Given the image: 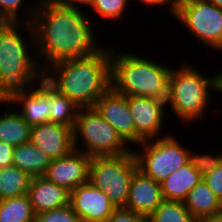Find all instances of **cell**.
Wrapping results in <instances>:
<instances>
[{
    "mask_svg": "<svg viewBox=\"0 0 222 222\" xmlns=\"http://www.w3.org/2000/svg\"><path fill=\"white\" fill-rule=\"evenodd\" d=\"M0 222H35L28 195L0 200Z\"/></svg>",
    "mask_w": 222,
    "mask_h": 222,
    "instance_id": "cell-24",
    "label": "cell"
},
{
    "mask_svg": "<svg viewBox=\"0 0 222 222\" xmlns=\"http://www.w3.org/2000/svg\"><path fill=\"white\" fill-rule=\"evenodd\" d=\"M195 222H222V212L215 214L213 216L196 219Z\"/></svg>",
    "mask_w": 222,
    "mask_h": 222,
    "instance_id": "cell-35",
    "label": "cell"
},
{
    "mask_svg": "<svg viewBox=\"0 0 222 222\" xmlns=\"http://www.w3.org/2000/svg\"><path fill=\"white\" fill-rule=\"evenodd\" d=\"M183 61L180 68H173L170 73L166 104L182 121L180 123L187 126L188 123L201 121L205 117L213 98L210 91L221 92V73L204 76L195 64ZM187 62L191 65H187Z\"/></svg>",
    "mask_w": 222,
    "mask_h": 222,
    "instance_id": "cell-5",
    "label": "cell"
},
{
    "mask_svg": "<svg viewBox=\"0 0 222 222\" xmlns=\"http://www.w3.org/2000/svg\"><path fill=\"white\" fill-rule=\"evenodd\" d=\"M220 93L222 94V71H221V92Z\"/></svg>",
    "mask_w": 222,
    "mask_h": 222,
    "instance_id": "cell-40",
    "label": "cell"
},
{
    "mask_svg": "<svg viewBox=\"0 0 222 222\" xmlns=\"http://www.w3.org/2000/svg\"><path fill=\"white\" fill-rule=\"evenodd\" d=\"M30 142L51 159L68 155L73 149V129L54 122L33 126Z\"/></svg>",
    "mask_w": 222,
    "mask_h": 222,
    "instance_id": "cell-14",
    "label": "cell"
},
{
    "mask_svg": "<svg viewBox=\"0 0 222 222\" xmlns=\"http://www.w3.org/2000/svg\"><path fill=\"white\" fill-rule=\"evenodd\" d=\"M80 107L48 83L49 122L74 128Z\"/></svg>",
    "mask_w": 222,
    "mask_h": 222,
    "instance_id": "cell-22",
    "label": "cell"
},
{
    "mask_svg": "<svg viewBox=\"0 0 222 222\" xmlns=\"http://www.w3.org/2000/svg\"><path fill=\"white\" fill-rule=\"evenodd\" d=\"M184 204L195 219L222 212V202L203 179L188 193Z\"/></svg>",
    "mask_w": 222,
    "mask_h": 222,
    "instance_id": "cell-20",
    "label": "cell"
},
{
    "mask_svg": "<svg viewBox=\"0 0 222 222\" xmlns=\"http://www.w3.org/2000/svg\"><path fill=\"white\" fill-rule=\"evenodd\" d=\"M10 21L0 11V31H2Z\"/></svg>",
    "mask_w": 222,
    "mask_h": 222,
    "instance_id": "cell-37",
    "label": "cell"
},
{
    "mask_svg": "<svg viewBox=\"0 0 222 222\" xmlns=\"http://www.w3.org/2000/svg\"><path fill=\"white\" fill-rule=\"evenodd\" d=\"M93 0H59L58 5L67 7V8H79L82 9L87 7V9L90 7ZM84 7V8H83Z\"/></svg>",
    "mask_w": 222,
    "mask_h": 222,
    "instance_id": "cell-34",
    "label": "cell"
},
{
    "mask_svg": "<svg viewBox=\"0 0 222 222\" xmlns=\"http://www.w3.org/2000/svg\"><path fill=\"white\" fill-rule=\"evenodd\" d=\"M203 180L222 202V162L203 176Z\"/></svg>",
    "mask_w": 222,
    "mask_h": 222,
    "instance_id": "cell-30",
    "label": "cell"
},
{
    "mask_svg": "<svg viewBox=\"0 0 222 222\" xmlns=\"http://www.w3.org/2000/svg\"><path fill=\"white\" fill-rule=\"evenodd\" d=\"M27 195L35 215L70 204V191L44 176L32 178Z\"/></svg>",
    "mask_w": 222,
    "mask_h": 222,
    "instance_id": "cell-16",
    "label": "cell"
},
{
    "mask_svg": "<svg viewBox=\"0 0 222 222\" xmlns=\"http://www.w3.org/2000/svg\"><path fill=\"white\" fill-rule=\"evenodd\" d=\"M2 103H6V101L1 97V95H0V105H2V106H4Z\"/></svg>",
    "mask_w": 222,
    "mask_h": 222,
    "instance_id": "cell-39",
    "label": "cell"
},
{
    "mask_svg": "<svg viewBox=\"0 0 222 222\" xmlns=\"http://www.w3.org/2000/svg\"><path fill=\"white\" fill-rule=\"evenodd\" d=\"M202 179L203 176L189 161L160 182L163 200L184 202L188 193Z\"/></svg>",
    "mask_w": 222,
    "mask_h": 222,
    "instance_id": "cell-18",
    "label": "cell"
},
{
    "mask_svg": "<svg viewBox=\"0 0 222 222\" xmlns=\"http://www.w3.org/2000/svg\"><path fill=\"white\" fill-rule=\"evenodd\" d=\"M79 138L85 148H79L78 144L82 143ZM73 146L90 157L120 156L133 150L95 107L79 109L73 128Z\"/></svg>",
    "mask_w": 222,
    "mask_h": 222,
    "instance_id": "cell-6",
    "label": "cell"
},
{
    "mask_svg": "<svg viewBox=\"0 0 222 222\" xmlns=\"http://www.w3.org/2000/svg\"><path fill=\"white\" fill-rule=\"evenodd\" d=\"M139 146L143 150H133L138 170L159 183L190 160L189 148L184 147L171 133L144 141Z\"/></svg>",
    "mask_w": 222,
    "mask_h": 222,
    "instance_id": "cell-8",
    "label": "cell"
},
{
    "mask_svg": "<svg viewBox=\"0 0 222 222\" xmlns=\"http://www.w3.org/2000/svg\"><path fill=\"white\" fill-rule=\"evenodd\" d=\"M148 222H195L184 202L163 200L147 217Z\"/></svg>",
    "mask_w": 222,
    "mask_h": 222,
    "instance_id": "cell-25",
    "label": "cell"
},
{
    "mask_svg": "<svg viewBox=\"0 0 222 222\" xmlns=\"http://www.w3.org/2000/svg\"><path fill=\"white\" fill-rule=\"evenodd\" d=\"M129 2L131 0H93L90 7V11L93 13L95 11V15H99L100 18H104V20L112 21V20H122L124 18L126 9L129 6Z\"/></svg>",
    "mask_w": 222,
    "mask_h": 222,
    "instance_id": "cell-27",
    "label": "cell"
},
{
    "mask_svg": "<svg viewBox=\"0 0 222 222\" xmlns=\"http://www.w3.org/2000/svg\"><path fill=\"white\" fill-rule=\"evenodd\" d=\"M31 180L28 173L17 167L0 168V200L26 195Z\"/></svg>",
    "mask_w": 222,
    "mask_h": 222,
    "instance_id": "cell-23",
    "label": "cell"
},
{
    "mask_svg": "<svg viewBox=\"0 0 222 222\" xmlns=\"http://www.w3.org/2000/svg\"><path fill=\"white\" fill-rule=\"evenodd\" d=\"M37 84L38 86L16 96L10 102L11 106L20 105L18 111L31 127L49 121L48 82L43 78Z\"/></svg>",
    "mask_w": 222,
    "mask_h": 222,
    "instance_id": "cell-17",
    "label": "cell"
},
{
    "mask_svg": "<svg viewBox=\"0 0 222 222\" xmlns=\"http://www.w3.org/2000/svg\"><path fill=\"white\" fill-rule=\"evenodd\" d=\"M139 2L143 3L144 5H147L148 7L152 6H167L169 7L170 13L172 15L175 14L177 9L178 0H138Z\"/></svg>",
    "mask_w": 222,
    "mask_h": 222,
    "instance_id": "cell-33",
    "label": "cell"
},
{
    "mask_svg": "<svg viewBox=\"0 0 222 222\" xmlns=\"http://www.w3.org/2000/svg\"><path fill=\"white\" fill-rule=\"evenodd\" d=\"M210 3H212L213 5H216L217 7H219L220 9H222V0H207Z\"/></svg>",
    "mask_w": 222,
    "mask_h": 222,
    "instance_id": "cell-38",
    "label": "cell"
},
{
    "mask_svg": "<svg viewBox=\"0 0 222 222\" xmlns=\"http://www.w3.org/2000/svg\"><path fill=\"white\" fill-rule=\"evenodd\" d=\"M35 222H81L78 215L69 204L47 212L35 215Z\"/></svg>",
    "mask_w": 222,
    "mask_h": 222,
    "instance_id": "cell-28",
    "label": "cell"
},
{
    "mask_svg": "<svg viewBox=\"0 0 222 222\" xmlns=\"http://www.w3.org/2000/svg\"><path fill=\"white\" fill-rule=\"evenodd\" d=\"M106 222H148L147 217L125 207L115 208Z\"/></svg>",
    "mask_w": 222,
    "mask_h": 222,
    "instance_id": "cell-31",
    "label": "cell"
},
{
    "mask_svg": "<svg viewBox=\"0 0 222 222\" xmlns=\"http://www.w3.org/2000/svg\"><path fill=\"white\" fill-rule=\"evenodd\" d=\"M94 107L127 144H136L135 123L130 113L128 96L119 94L110 87Z\"/></svg>",
    "mask_w": 222,
    "mask_h": 222,
    "instance_id": "cell-12",
    "label": "cell"
},
{
    "mask_svg": "<svg viewBox=\"0 0 222 222\" xmlns=\"http://www.w3.org/2000/svg\"><path fill=\"white\" fill-rule=\"evenodd\" d=\"M130 113L135 123L136 145L160 138L164 125L166 101L142 96H128Z\"/></svg>",
    "mask_w": 222,
    "mask_h": 222,
    "instance_id": "cell-10",
    "label": "cell"
},
{
    "mask_svg": "<svg viewBox=\"0 0 222 222\" xmlns=\"http://www.w3.org/2000/svg\"><path fill=\"white\" fill-rule=\"evenodd\" d=\"M26 34L29 41L23 38ZM37 58L31 23H9L0 31V95L6 102L30 91L44 78Z\"/></svg>",
    "mask_w": 222,
    "mask_h": 222,
    "instance_id": "cell-3",
    "label": "cell"
},
{
    "mask_svg": "<svg viewBox=\"0 0 222 222\" xmlns=\"http://www.w3.org/2000/svg\"><path fill=\"white\" fill-rule=\"evenodd\" d=\"M26 0H0V11L10 23H31L37 6L32 1L25 5ZM24 4V8L22 7ZM29 7H28V6ZM20 8H23L20 14ZM26 13V15H24Z\"/></svg>",
    "mask_w": 222,
    "mask_h": 222,
    "instance_id": "cell-26",
    "label": "cell"
},
{
    "mask_svg": "<svg viewBox=\"0 0 222 222\" xmlns=\"http://www.w3.org/2000/svg\"><path fill=\"white\" fill-rule=\"evenodd\" d=\"M192 152L191 150L189 161L202 176L212 171L222 162V152L218 154H208V152L204 154H195L196 152Z\"/></svg>",
    "mask_w": 222,
    "mask_h": 222,
    "instance_id": "cell-29",
    "label": "cell"
},
{
    "mask_svg": "<svg viewBox=\"0 0 222 222\" xmlns=\"http://www.w3.org/2000/svg\"><path fill=\"white\" fill-rule=\"evenodd\" d=\"M14 148L12 145L0 141V168L13 166Z\"/></svg>",
    "mask_w": 222,
    "mask_h": 222,
    "instance_id": "cell-32",
    "label": "cell"
},
{
    "mask_svg": "<svg viewBox=\"0 0 222 222\" xmlns=\"http://www.w3.org/2000/svg\"><path fill=\"white\" fill-rule=\"evenodd\" d=\"M139 54L117 52L111 47V88L125 96H142L167 101L173 68Z\"/></svg>",
    "mask_w": 222,
    "mask_h": 222,
    "instance_id": "cell-4",
    "label": "cell"
},
{
    "mask_svg": "<svg viewBox=\"0 0 222 222\" xmlns=\"http://www.w3.org/2000/svg\"><path fill=\"white\" fill-rule=\"evenodd\" d=\"M51 158L31 142L17 145L13 152V166L28 173L32 178L43 176Z\"/></svg>",
    "mask_w": 222,
    "mask_h": 222,
    "instance_id": "cell-21",
    "label": "cell"
},
{
    "mask_svg": "<svg viewBox=\"0 0 222 222\" xmlns=\"http://www.w3.org/2000/svg\"><path fill=\"white\" fill-rule=\"evenodd\" d=\"M175 17L202 44L222 53V9L207 0H178Z\"/></svg>",
    "mask_w": 222,
    "mask_h": 222,
    "instance_id": "cell-9",
    "label": "cell"
},
{
    "mask_svg": "<svg viewBox=\"0 0 222 222\" xmlns=\"http://www.w3.org/2000/svg\"><path fill=\"white\" fill-rule=\"evenodd\" d=\"M111 47L81 58L63 60L44 71V79L80 108L94 107L111 87Z\"/></svg>",
    "mask_w": 222,
    "mask_h": 222,
    "instance_id": "cell-2",
    "label": "cell"
},
{
    "mask_svg": "<svg viewBox=\"0 0 222 222\" xmlns=\"http://www.w3.org/2000/svg\"><path fill=\"white\" fill-rule=\"evenodd\" d=\"M89 18L84 9L58 4H44L36 8L31 24L37 59L43 62L40 64L43 71L54 63L93 54L105 45L96 42L95 29Z\"/></svg>",
    "mask_w": 222,
    "mask_h": 222,
    "instance_id": "cell-1",
    "label": "cell"
},
{
    "mask_svg": "<svg viewBox=\"0 0 222 222\" xmlns=\"http://www.w3.org/2000/svg\"><path fill=\"white\" fill-rule=\"evenodd\" d=\"M90 158L84 152L73 149L62 158L52 159L43 176L71 192L89 182Z\"/></svg>",
    "mask_w": 222,
    "mask_h": 222,
    "instance_id": "cell-11",
    "label": "cell"
},
{
    "mask_svg": "<svg viewBox=\"0 0 222 222\" xmlns=\"http://www.w3.org/2000/svg\"><path fill=\"white\" fill-rule=\"evenodd\" d=\"M59 0H34V4L38 7L44 4H58Z\"/></svg>",
    "mask_w": 222,
    "mask_h": 222,
    "instance_id": "cell-36",
    "label": "cell"
},
{
    "mask_svg": "<svg viewBox=\"0 0 222 222\" xmlns=\"http://www.w3.org/2000/svg\"><path fill=\"white\" fill-rule=\"evenodd\" d=\"M5 105L6 111L0 113V141L13 147L30 142L32 127L16 109L11 111L10 103Z\"/></svg>",
    "mask_w": 222,
    "mask_h": 222,
    "instance_id": "cell-19",
    "label": "cell"
},
{
    "mask_svg": "<svg viewBox=\"0 0 222 222\" xmlns=\"http://www.w3.org/2000/svg\"><path fill=\"white\" fill-rule=\"evenodd\" d=\"M162 201L161 184L137 170L131 179L125 208L148 217Z\"/></svg>",
    "mask_w": 222,
    "mask_h": 222,
    "instance_id": "cell-15",
    "label": "cell"
},
{
    "mask_svg": "<svg viewBox=\"0 0 222 222\" xmlns=\"http://www.w3.org/2000/svg\"><path fill=\"white\" fill-rule=\"evenodd\" d=\"M70 205L81 222H106L116 208L108 195L90 182L70 192Z\"/></svg>",
    "mask_w": 222,
    "mask_h": 222,
    "instance_id": "cell-13",
    "label": "cell"
},
{
    "mask_svg": "<svg viewBox=\"0 0 222 222\" xmlns=\"http://www.w3.org/2000/svg\"><path fill=\"white\" fill-rule=\"evenodd\" d=\"M138 170L133 150L120 156L90 158L89 182L102 190L116 207H125L131 179Z\"/></svg>",
    "mask_w": 222,
    "mask_h": 222,
    "instance_id": "cell-7",
    "label": "cell"
}]
</instances>
